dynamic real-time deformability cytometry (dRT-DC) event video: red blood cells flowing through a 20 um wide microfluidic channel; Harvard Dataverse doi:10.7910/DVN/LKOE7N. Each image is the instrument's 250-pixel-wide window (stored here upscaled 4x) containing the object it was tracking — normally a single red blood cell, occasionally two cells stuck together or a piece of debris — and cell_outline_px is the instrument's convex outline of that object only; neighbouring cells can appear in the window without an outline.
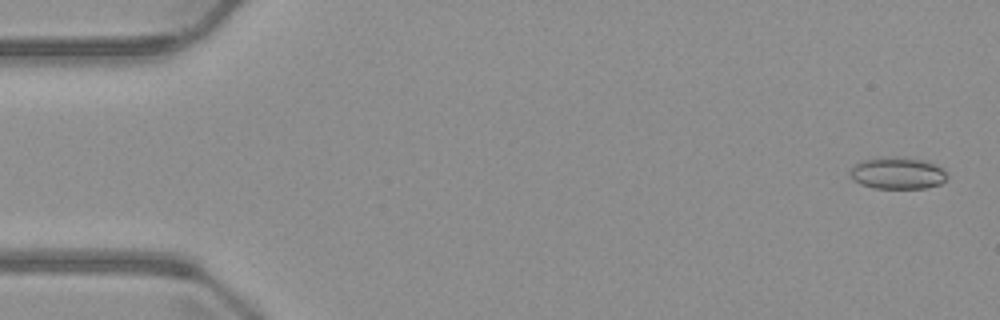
{"species": "common noctule bat (a hibernating species)", "species_latin": "Nyctalus noctula", "temperature_condition": "warm", "stored_images_in_passage": 7, "camera_frame_rate_fps": 3000, "um_per_image_px": 0.085, "animal": {"sex": "male", "body_mass_g": 23.1, "forearm_length_mm": 52.7}, "frame": {"image": 1, "passage_image": 1, "time_ms": 0.0, "image_size_px": [1000, 320], "cell_outline_px": [[948, 176], [940, 184], [924, 188], [872, 188], [860, 184], [852, 180], [848, 176], [848, 172], [860, 160], [872, 156], [904, 156], [928, 160], [936, 164]], "centroid_in_image_um": [76.22, 14.68], "position_along_channel_um": 8.8, "area_um2": 18.67}}
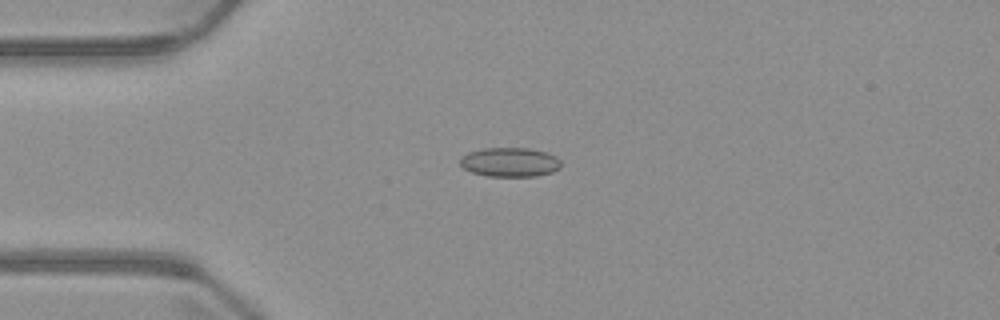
{"frame": {"image": 2, "passage_image": 4, "time_ms": 3.667, "image_size_px": [1000, 320], "cell_outline_px": [[560, 168], [552, 172], [536, 176], [488, 176], [472, 172], [464, 168], [460, 164], [460, 156], [468, 152], [484, 148], [528, 148], [548, 152], [556, 156], [560, 160]], "centroid_in_image_um": [43.34, 13.77], "position_along_channel_um": 41.7, "area_um2": 17.28}}
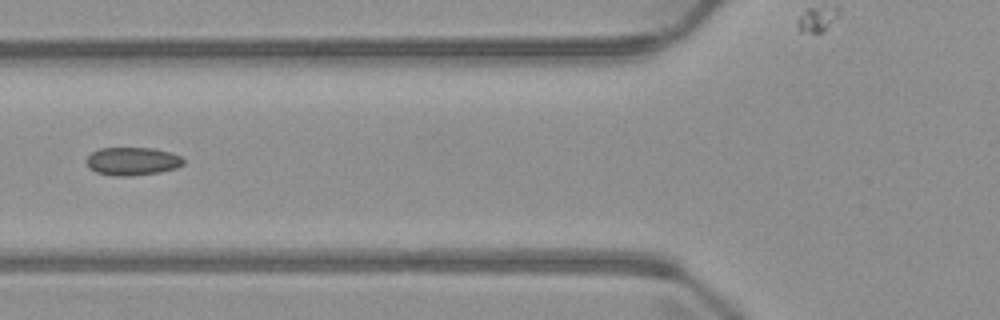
{"frame": {"image": 3, "passage_image": 6, "time_ms": 6.0, "image_size_px": [1000, 320], "cell_outline_px": [[184, 164], [176, 168], [160, 172], [132, 176], [116, 176], [96, 172], [88, 168], [84, 160], [92, 152], [100, 148], [152, 148], [168, 152], [180, 156], [184, 160]], "centroid_in_image_um": [11.22, 13.71], "position_along_channel_um": 114.6, "area_um2": 15.95}}